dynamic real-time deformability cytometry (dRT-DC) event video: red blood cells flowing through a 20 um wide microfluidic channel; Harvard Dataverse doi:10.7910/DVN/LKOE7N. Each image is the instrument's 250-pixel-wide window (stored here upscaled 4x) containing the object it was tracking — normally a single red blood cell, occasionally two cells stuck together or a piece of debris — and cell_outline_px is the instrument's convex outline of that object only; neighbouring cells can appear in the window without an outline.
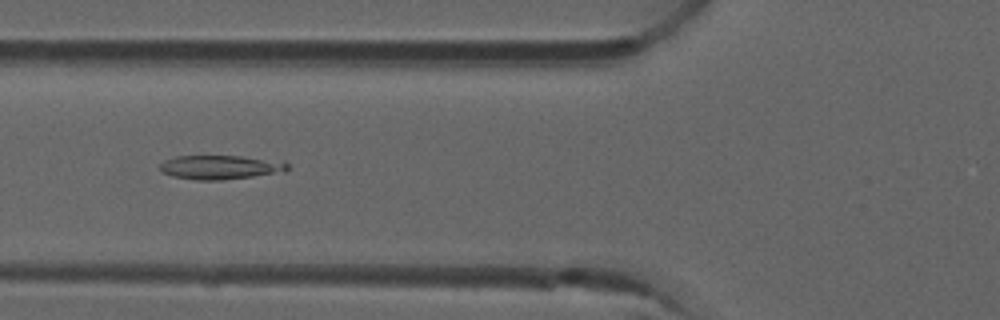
{"species": "common noctule bat (a hibernating species)", "species_latin": "Nyctalus noctula", "temperature_condition": "room temperature", "stored_images_in_passage": 46, "camera_frame_rate_fps": 3000, "um_per_image_px": 0.085, "animal": {"sex": "male", "forearm_length_mm": 52.5}, "frame": {"image": 1, "passage_image": 14, "time_ms": 4.333, "image_size_px": [1000, 320], "cell_outline_px": [[288, 172], [220, 180], [196, 180], [172, 176], [160, 172], [160, 164], [164, 160], [176, 156], [240, 156], [284, 160], [288, 164]], "centroid_in_image_um": [18.79, 14.21], "position_along_channel_um": 107.0, "area_um2": 18.21}}
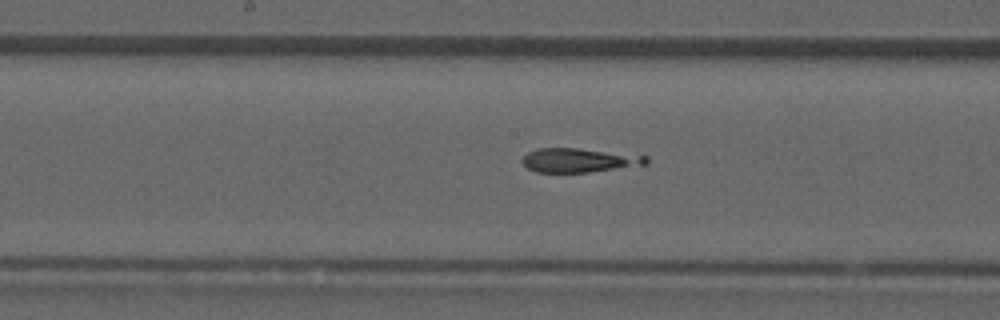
{"frame": {"image": 2, "passage_image": 21, "time_ms": 6.667, "image_size_px": [1000, 320], "cell_outline_px": [[648, 164], [588, 172], [536, 172], [528, 168], [520, 160], [528, 152], [536, 148], [576, 148], [648, 156]], "centroid_in_image_um": [49.19, 13.62], "position_along_channel_um": 199.0, "area_um2": 17.22}}
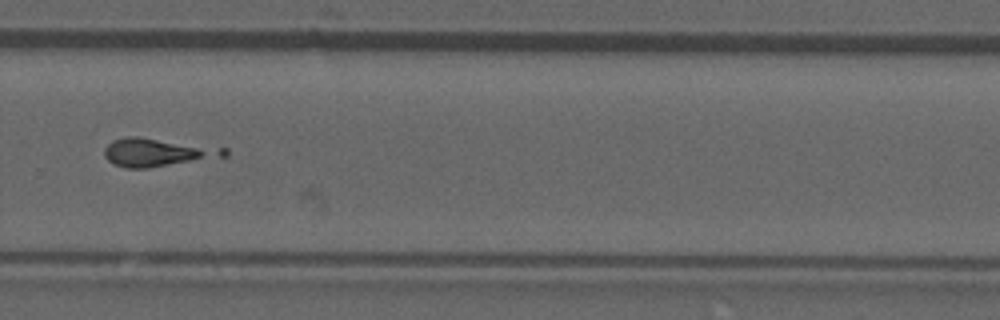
{"frame": {"image": 3, "passage_image": 30, "time_ms": 9.667, "image_size_px": [1000, 320], "cell_outline_px": [[228, 156], [148, 168], [128, 168], [112, 164], [104, 156], [104, 148], [112, 140], [128, 136], [136, 136], [228, 148]], "centroid_in_image_um": [13.38, 12.95], "position_along_channel_um": 316.4, "area_um2": 19.83}}